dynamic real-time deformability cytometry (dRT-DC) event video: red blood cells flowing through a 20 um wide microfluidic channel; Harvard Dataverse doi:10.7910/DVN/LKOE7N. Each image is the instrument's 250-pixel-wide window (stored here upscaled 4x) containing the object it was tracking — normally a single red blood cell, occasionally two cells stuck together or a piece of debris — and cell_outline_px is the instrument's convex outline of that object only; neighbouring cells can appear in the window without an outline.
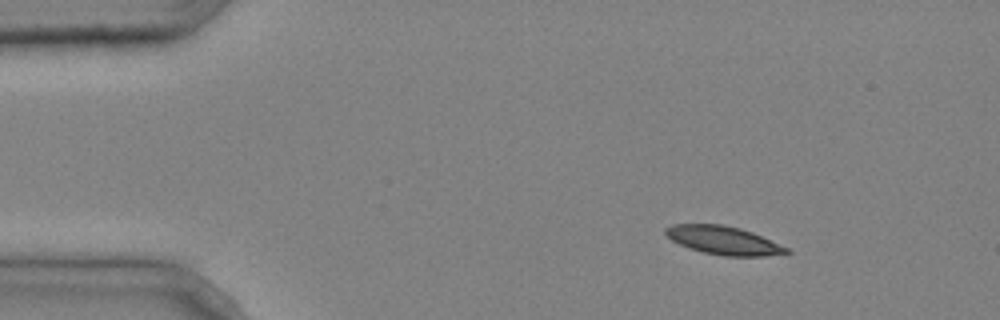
{"species": "common noctule bat (a hibernating species)", "species_latin": "Nyctalus noctula", "temperature_condition": "cold", "stored_images_in_passage": 3, "camera_frame_rate_fps": 3000, "um_per_image_px": 0.085, "animal": {"sex": "male", "body_mass_g": 20.4}, "frame": {"image": 1, "passage_image": 1, "time_ms": 0.0, "image_size_px": [1000, 320], "cell_outline_px": [[792, 252], [764, 256], [724, 256], [704, 252], [688, 248], [672, 240], [664, 232], [664, 228], [672, 224], [720, 224], [740, 228], [752, 232], [788, 248]], "centroid_in_image_um": [61.47, 20.43], "position_along_channel_um": 23.5, "area_um2": 19.83}}